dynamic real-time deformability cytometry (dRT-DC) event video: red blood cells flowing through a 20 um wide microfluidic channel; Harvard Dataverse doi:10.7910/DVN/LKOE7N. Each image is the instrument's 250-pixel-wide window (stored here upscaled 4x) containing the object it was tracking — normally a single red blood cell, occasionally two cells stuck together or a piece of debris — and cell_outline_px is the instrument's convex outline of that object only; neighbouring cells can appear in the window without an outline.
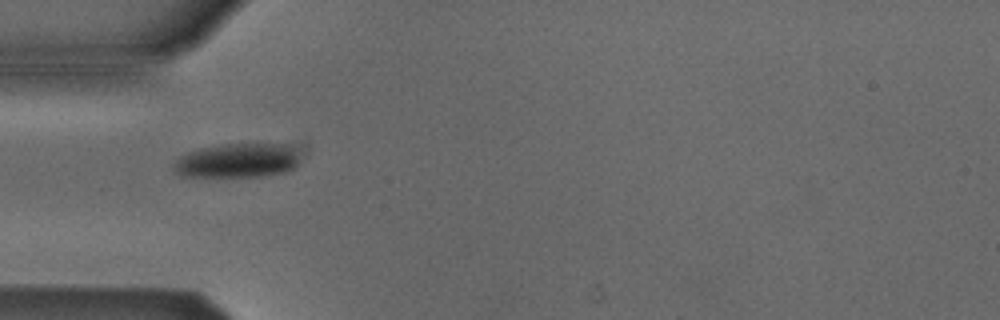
{"species": "Egyptian fruit bat (a non-hibernating species)", "species_latin": "Rousettus aegyptiacus", "temperature_condition": "cold", "stored_images_in_passage": 3, "camera_frame_rate_fps": 3000, "um_per_image_px": 0.085, "animal": {"sex": "male"}, "frame": {"image": 1, "passage_image": 1, "time_ms": 0.0, "image_size_px": [1000, 320], "cell_outline_px": [[296, 164], [292, 168], [284, 172], [260, 176], [180, 176], [172, 168], [176, 160], [180, 156], [188, 152], [200, 148], [224, 144], [284, 144], [292, 148], [296, 160]], "centroid_in_image_um": [20.08, 13.65], "position_along_channel_um": 64.9, "area_um2": 24.62}}
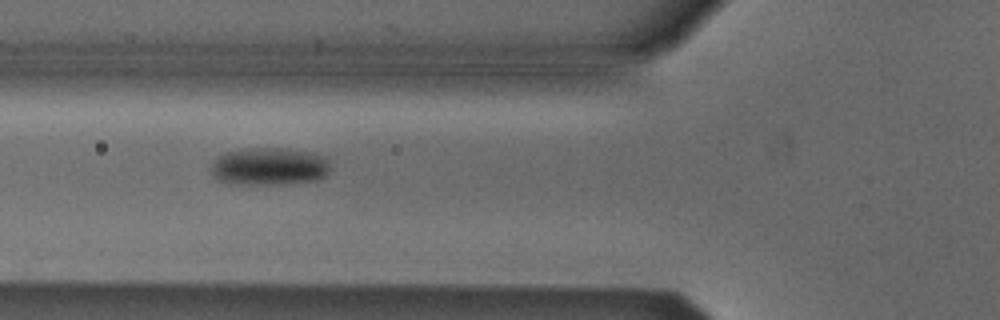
{"frame": {"image": 2, "passage_image": 2, "time_ms": 1.0, "image_size_px": [1000, 320], "cell_outline_px": [[328, 172], [324, 176], [316, 180], [260, 184], [240, 184], [220, 180], [212, 172], [212, 160], [216, 156], [224, 152], [248, 148], [280, 148], [312, 152], [324, 156], [328, 160]], "centroid_in_image_um": [22.86, 14.11], "position_along_channel_um": 102.9, "area_um2": 25.72}}
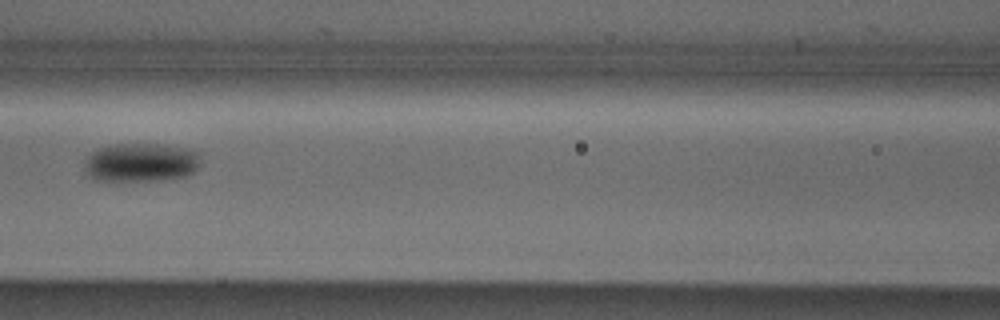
{"frame": {"image": 3, "passage_image": 3, "time_ms": 2.333, "image_size_px": [1000, 320], "cell_outline_px": [[200, 164], [188, 176], [168, 180], [96, 180], [84, 172], [84, 164], [88, 156], [96, 148], [108, 144], [168, 144], [200, 152]], "centroid_in_image_um": [11.99, 13.79], "position_along_channel_um": 154.6, "area_um2": 26.65}}